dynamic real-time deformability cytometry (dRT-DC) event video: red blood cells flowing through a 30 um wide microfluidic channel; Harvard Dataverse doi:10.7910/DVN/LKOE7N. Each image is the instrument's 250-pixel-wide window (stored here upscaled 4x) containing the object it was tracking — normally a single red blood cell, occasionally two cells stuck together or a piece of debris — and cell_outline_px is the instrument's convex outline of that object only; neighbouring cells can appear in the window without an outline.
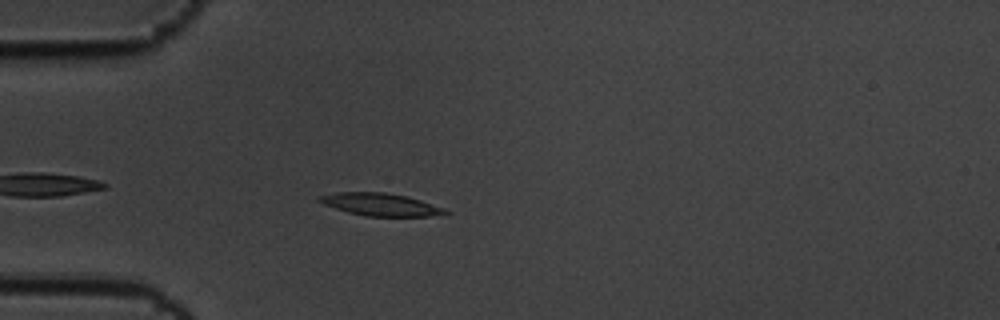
{"species": "common noctule bat (a hibernating species)", "species_latin": "Nyctalus noctula", "temperature_condition": "cold", "stored_images_in_passage": 36, "camera_frame_rate_fps": 3000, "um_per_image_px": 0.085, "animal": {"sex": "male", "body_mass_g": 19.5, "forearm_length_mm": 54.6}, "frame": {"image": 1, "passage_image": 5, "time_ms": 1.333, "image_size_px": [1000, 320], "cell_outline_px": [[452, 212], [428, 216], [364, 216], [348, 212], [324, 204], [316, 200], [316, 196], [336, 192], [384, 192], [408, 196], [444, 208]], "centroid_in_image_um": [32.3, 17.37], "position_along_channel_um": 52.7, "area_um2": 16.53}}
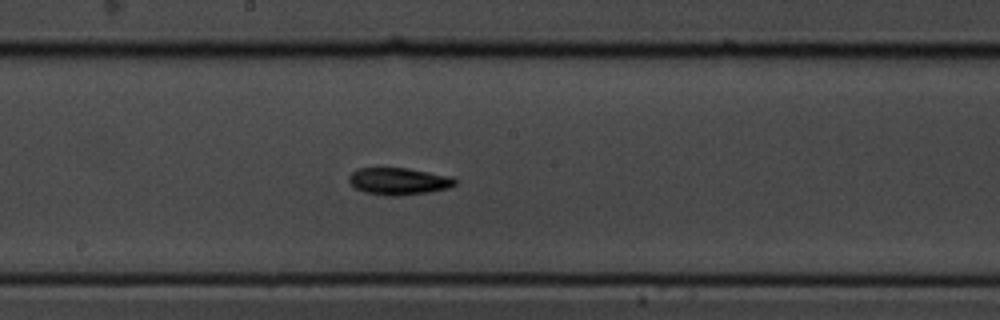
{"frame": {"image": 2, "passage_image": 20, "time_ms": 6.333, "image_size_px": [1000, 320], "cell_outline_px": [[460, 180], [452, 188], [428, 192], [400, 196], [384, 196], [364, 192], [356, 188], [348, 180], [348, 176], [356, 168], [408, 168], [452, 176]], "centroid_in_image_um": [33.94, 15.41], "position_along_channel_um": 214.3, "area_um2": 17.11}}
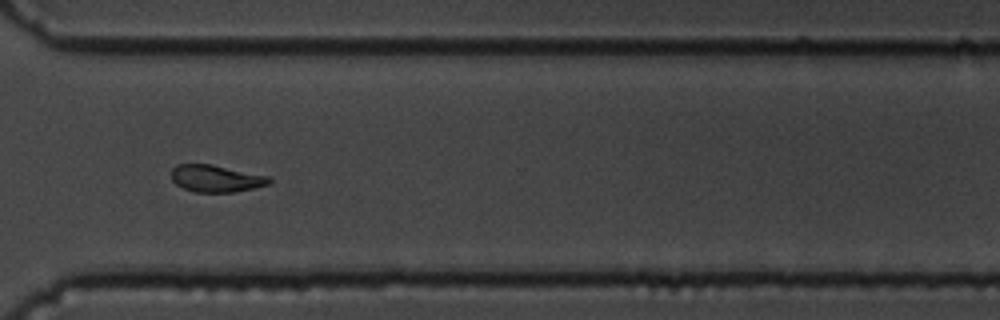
{"frame": {"image": 3, "passage_image": 32, "time_ms": 10.333, "image_size_px": [1000, 320], "cell_outline_px": [[272, 180], [268, 184], [252, 188], [232, 192], [196, 192], [184, 188], [176, 184], [172, 180], [172, 168], [176, 164], [212, 164], [272, 176]], "centroid_in_image_um": [18.39, 15.15], "position_along_channel_um": 352.2, "area_um2": 15.49}, "authors_computed_cell_mechanics": {"area_um2": 16.0106, "velocity_mm_per_s": 3.4484, "shape_relaxation_time_tau1_ms": 3.8735, "shape_relaxation_time_tau2_ms": 8.8608, "deformation_change_tau1": 0.1579, "deformation_change_tau2": 0.1719}}